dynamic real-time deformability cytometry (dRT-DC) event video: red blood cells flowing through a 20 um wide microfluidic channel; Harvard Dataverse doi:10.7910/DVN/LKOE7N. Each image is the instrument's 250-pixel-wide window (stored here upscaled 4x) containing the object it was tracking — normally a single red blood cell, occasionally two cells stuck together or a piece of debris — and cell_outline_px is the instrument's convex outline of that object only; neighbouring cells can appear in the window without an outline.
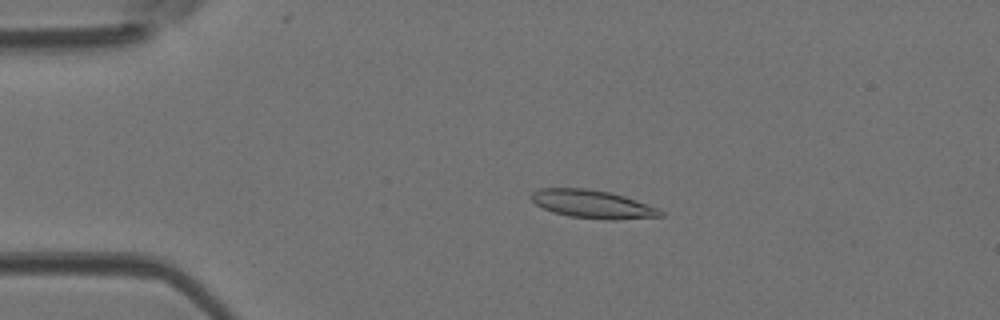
{"species": "Egyptian fruit bat (a non-hibernating species)", "species_latin": "Rousettus aegyptiacus", "temperature_condition": "room temperature", "stored_images_in_passage": 47, "camera_frame_rate_fps": 3000, "um_per_image_px": 0.085, "animal": {"sex": "female"}, "frame": {"image": 1, "passage_image": 10, "time_ms": 3.0, "image_size_px": [1000, 320], "cell_outline_px": [[664, 216], [616, 220], [604, 220], [568, 216], [552, 212], [536, 204], [528, 196], [532, 192], [540, 188], [584, 188], [608, 192], [624, 196], [660, 208], [664, 212]], "centroid_in_image_um": [50.38, 17.36], "position_along_channel_um": 34.6, "area_um2": 21.39}}
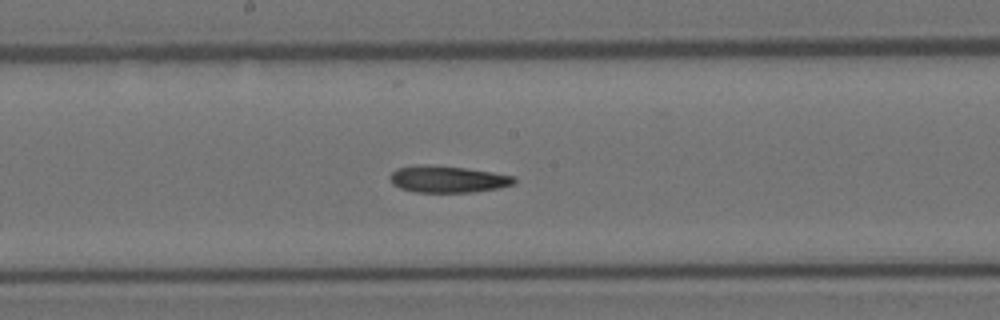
{"frame": {"image": 2, "passage_image": 25, "time_ms": 8.0, "image_size_px": [1000, 320], "cell_outline_px": [[516, 180], [512, 184], [500, 188], [472, 192], [416, 192], [400, 188], [392, 184], [388, 176], [396, 168], [416, 164], [428, 164], [464, 168], [492, 172], [516, 176]], "centroid_in_image_um": [38.02, 15.22], "position_along_channel_um": 210.2, "area_um2": 19.54}}
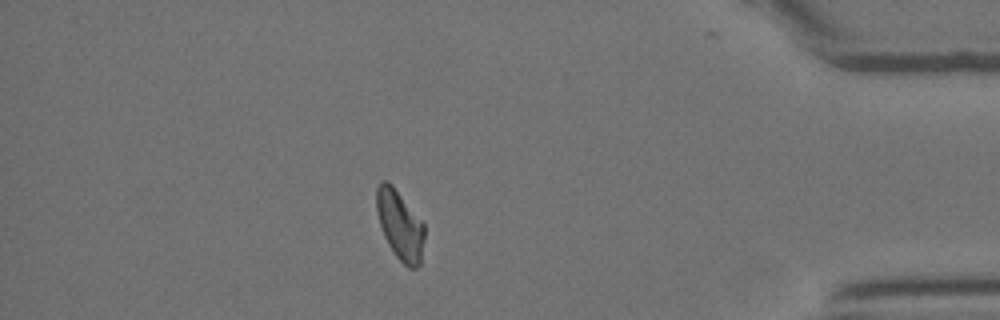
{"frame": {"image": 3, "passage_image": 41, "time_ms": 13.333, "image_size_px": [1000, 320], "cell_outline_px": [[424, 240], [420, 264], [416, 268], [408, 268], [396, 256], [388, 244], [384, 236], [376, 212], [376, 188], [380, 180], [388, 180], [392, 184], [424, 224]], "centroid_in_image_um": [33.98, 19.11], "position_along_channel_um": 401.2, "area_um2": 19.36}}